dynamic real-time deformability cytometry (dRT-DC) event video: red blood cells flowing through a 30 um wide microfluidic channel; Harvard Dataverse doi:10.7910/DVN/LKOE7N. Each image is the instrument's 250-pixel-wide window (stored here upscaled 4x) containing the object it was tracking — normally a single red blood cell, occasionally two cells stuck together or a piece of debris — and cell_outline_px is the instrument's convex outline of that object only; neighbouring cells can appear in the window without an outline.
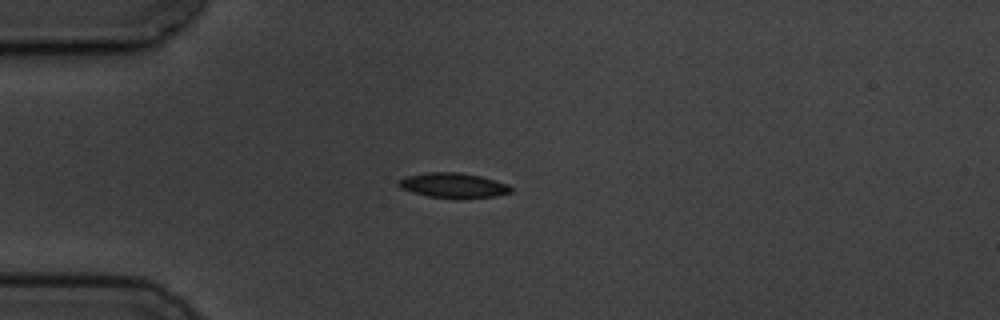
{"species": "common noctule bat (a hibernating species)", "species_latin": "Nyctalus noctula", "temperature_condition": "cold", "stored_images_in_passage": 2, "camera_frame_rate_fps": 3000, "um_per_image_px": 0.085, "animal": {"sex": "male", "body_mass_g": 19.5, "forearm_length_mm": 54.6}, "frame": {"image": 1, "passage_image": 1, "time_ms": 0.0, "image_size_px": [1000, 320], "cell_outline_px": [[512, 192], [496, 196], [456, 200], [428, 196], [412, 192], [400, 188], [396, 184], [396, 180], [404, 176], [428, 172], [460, 172], [480, 176], [508, 184], [512, 188]], "centroid_in_image_um": [38.49, 15.77], "position_along_channel_um": 46.5, "area_um2": 16.82}}